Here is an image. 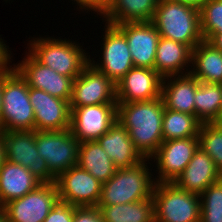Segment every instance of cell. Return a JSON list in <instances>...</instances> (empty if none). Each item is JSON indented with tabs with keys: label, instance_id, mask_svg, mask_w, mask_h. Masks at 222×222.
I'll list each match as a JSON object with an SVG mask.
<instances>
[{
	"label": "cell",
	"instance_id": "obj_22",
	"mask_svg": "<svg viewBox=\"0 0 222 222\" xmlns=\"http://www.w3.org/2000/svg\"><path fill=\"white\" fill-rule=\"evenodd\" d=\"M198 83L191 73L163 78L161 98L165 108L195 115L194 98Z\"/></svg>",
	"mask_w": 222,
	"mask_h": 222
},
{
	"label": "cell",
	"instance_id": "obj_8",
	"mask_svg": "<svg viewBox=\"0 0 222 222\" xmlns=\"http://www.w3.org/2000/svg\"><path fill=\"white\" fill-rule=\"evenodd\" d=\"M5 159L27 168L41 183H55L44 158L38 155L35 130L2 131Z\"/></svg>",
	"mask_w": 222,
	"mask_h": 222
},
{
	"label": "cell",
	"instance_id": "obj_17",
	"mask_svg": "<svg viewBox=\"0 0 222 222\" xmlns=\"http://www.w3.org/2000/svg\"><path fill=\"white\" fill-rule=\"evenodd\" d=\"M163 77L155 69L132 67L116 83L117 102L149 101L161 97Z\"/></svg>",
	"mask_w": 222,
	"mask_h": 222
},
{
	"label": "cell",
	"instance_id": "obj_1",
	"mask_svg": "<svg viewBox=\"0 0 222 222\" xmlns=\"http://www.w3.org/2000/svg\"><path fill=\"white\" fill-rule=\"evenodd\" d=\"M164 108L161 97L149 101L117 102V120L144 159H150L163 142Z\"/></svg>",
	"mask_w": 222,
	"mask_h": 222
},
{
	"label": "cell",
	"instance_id": "obj_31",
	"mask_svg": "<svg viewBox=\"0 0 222 222\" xmlns=\"http://www.w3.org/2000/svg\"><path fill=\"white\" fill-rule=\"evenodd\" d=\"M200 222H222V178L200 195Z\"/></svg>",
	"mask_w": 222,
	"mask_h": 222
},
{
	"label": "cell",
	"instance_id": "obj_36",
	"mask_svg": "<svg viewBox=\"0 0 222 222\" xmlns=\"http://www.w3.org/2000/svg\"><path fill=\"white\" fill-rule=\"evenodd\" d=\"M207 41L213 44L216 48L222 50V32L214 33Z\"/></svg>",
	"mask_w": 222,
	"mask_h": 222
},
{
	"label": "cell",
	"instance_id": "obj_39",
	"mask_svg": "<svg viewBox=\"0 0 222 222\" xmlns=\"http://www.w3.org/2000/svg\"><path fill=\"white\" fill-rule=\"evenodd\" d=\"M2 110V67H0V116Z\"/></svg>",
	"mask_w": 222,
	"mask_h": 222
},
{
	"label": "cell",
	"instance_id": "obj_3",
	"mask_svg": "<svg viewBox=\"0 0 222 222\" xmlns=\"http://www.w3.org/2000/svg\"><path fill=\"white\" fill-rule=\"evenodd\" d=\"M152 23L160 37L183 43L192 50L204 40L200 10L176 0H159Z\"/></svg>",
	"mask_w": 222,
	"mask_h": 222
},
{
	"label": "cell",
	"instance_id": "obj_27",
	"mask_svg": "<svg viewBox=\"0 0 222 222\" xmlns=\"http://www.w3.org/2000/svg\"><path fill=\"white\" fill-rule=\"evenodd\" d=\"M104 222H154L153 197L119 205H97Z\"/></svg>",
	"mask_w": 222,
	"mask_h": 222
},
{
	"label": "cell",
	"instance_id": "obj_40",
	"mask_svg": "<svg viewBox=\"0 0 222 222\" xmlns=\"http://www.w3.org/2000/svg\"><path fill=\"white\" fill-rule=\"evenodd\" d=\"M0 222H8L5 210L0 207Z\"/></svg>",
	"mask_w": 222,
	"mask_h": 222
},
{
	"label": "cell",
	"instance_id": "obj_12",
	"mask_svg": "<svg viewBox=\"0 0 222 222\" xmlns=\"http://www.w3.org/2000/svg\"><path fill=\"white\" fill-rule=\"evenodd\" d=\"M117 103L116 84L90 62L73 80L70 107Z\"/></svg>",
	"mask_w": 222,
	"mask_h": 222
},
{
	"label": "cell",
	"instance_id": "obj_11",
	"mask_svg": "<svg viewBox=\"0 0 222 222\" xmlns=\"http://www.w3.org/2000/svg\"><path fill=\"white\" fill-rule=\"evenodd\" d=\"M60 202L76 207L97 206L102 183L78 165L61 173L55 181Z\"/></svg>",
	"mask_w": 222,
	"mask_h": 222
},
{
	"label": "cell",
	"instance_id": "obj_33",
	"mask_svg": "<svg viewBox=\"0 0 222 222\" xmlns=\"http://www.w3.org/2000/svg\"><path fill=\"white\" fill-rule=\"evenodd\" d=\"M75 207L58 201L43 222H73Z\"/></svg>",
	"mask_w": 222,
	"mask_h": 222
},
{
	"label": "cell",
	"instance_id": "obj_4",
	"mask_svg": "<svg viewBox=\"0 0 222 222\" xmlns=\"http://www.w3.org/2000/svg\"><path fill=\"white\" fill-rule=\"evenodd\" d=\"M149 161L144 159L132 167L117 169L108 181L102 183L98 205L126 204L152 197L156 182Z\"/></svg>",
	"mask_w": 222,
	"mask_h": 222
},
{
	"label": "cell",
	"instance_id": "obj_18",
	"mask_svg": "<svg viewBox=\"0 0 222 222\" xmlns=\"http://www.w3.org/2000/svg\"><path fill=\"white\" fill-rule=\"evenodd\" d=\"M115 26L125 35L134 67L154 69L160 34L152 21L125 22Z\"/></svg>",
	"mask_w": 222,
	"mask_h": 222
},
{
	"label": "cell",
	"instance_id": "obj_13",
	"mask_svg": "<svg viewBox=\"0 0 222 222\" xmlns=\"http://www.w3.org/2000/svg\"><path fill=\"white\" fill-rule=\"evenodd\" d=\"M70 109V131L79 142L98 140L117 120V103Z\"/></svg>",
	"mask_w": 222,
	"mask_h": 222
},
{
	"label": "cell",
	"instance_id": "obj_25",
	"mask_svg": "<svg viewBox=\"0 0 222 222\" xmlns=\"http://www.w3.org/2000/svg\"><path fill=\"white\" fill-rule=\"evenodd\" d=\"M158 2L159 0H110L102 22L117 25L125 22L152 21Z\"/></svg>",
	"mask_w": 222,
	"mask_h": 222
},
{
	"label": "cell",
	"instance_id": "obj_9",
	"mask_svg": "<svg viewBox=\"0 0 222 222\" xmlns=\"http://www.w3.org/2000/svg\"><path fill=\"white\" fill-rule=\"evenodd\" d=\"M104 29L100 48L103 55L101 58L99 56L101 62L100 60L95 62L94 58L89 59V62L116 84L134 67L133 60L125 35L115 25L109 23H105Z\"/></svg>",
	"mask_w": 222,
	"mask_h": 222
},
{
	"label": "cell",
	"instance_id": "obj_32",
	"mask_svg": "<svg viewBox=\"0 0 222 222\" xmlns=\"http://www.w3.org/2000/svg\"><path fill=\"white\" fill-rule=\"evenodd\" d=\"M200 22L204 40L222 32V0H206L200 9Z\"/></svg>",
	"mask_w": 222,
	"mask_h": 222
},
{
	"label": "cell",
	"instance_id": "obj_14",
	"mask_svg": "<svg viewBox=\"0 0 222 222\" xmlns=\"http://www.w3.org/2000/svg\"><path fill=\"white\" fill-rule=\"evenodd\" d=\"M199 147L198 137L163 141L150 161L156 162V183H173Z\"/></svg>",
	"mask_w": 222,
	"mask_h": 222
},
{
	"label": "cell",
	"instance_id": "obj_26",
	"mask_svg": "<svg viewBox=\"0 0 222 222\" xmlns=\"http://www.w3.org/2000/svg\"><path fill=\"white\" fill-rule=\"evenodd\" d=\"M77 165L101 183L108 181L117 170L97 140L79 143Z\"/></svg>",
	"mask_w": 222,
	"mask_h": 222
},
{
	"label": "cell",
	"instance_id": "obj_15",
	"mask_svg": "<svg viewBox=\"0 0 222 222\" xmlns=\"http://www.w3.org/2000/svg\"><path fill=\"white\" fill-rule=\"evenodd\" d=\"M13 68L29 87L43 90L51 96L69 101L72 96L73 79L66 77L38 62L29 52Z\"/></svg>",
	"mask_w": 222,
	"mask_h": 222
},
{
	"label": "cell",
	"instance_id": "obj_34",
	"mask_svg": "<svg viewBox=\"0 0 222 222\" xmlns=\"http://www.w3.org/2000/svg\"><path fill=\"white\" fill-rule=\"evenodd\" d=\"M73 222H104L103 214L97 206L75 207Z\"/></svg>",
	"mask_w": 222,
	"mask_h": 222
},
{
	"label": "cell",
	"instance_id": "obj_29",
	"mask_svg": "<svg viewBox=\"0 0 222 222\" xmlns=\"http://www.w3.org/2000/svg\"><path fill=\"white\" fill-rule=\"evenodd\" d=\"M202 122L195 116L164 108L163 141L198 137Z\"/></svg>",
	"mask_w": 222,
	"mask_h": 222
},
{
	"label": "cell",
	"instance_id": "obj_24",
	"mask_svg": "<svg viewBox=\"0 0 222 222\" xmlns=\"http://www.w3.org/2000/svg\"><path fill=\"white\" fill-rule=\"evenodd\" d=\"M190 73L199 81L222 84V50L207 40L200 42L192 50Z\"/></svg>",
	"mask_w": 222,
	"mask_h": 222
},
{
	"label": "cell",
	"instance_id": "obj_35",
	"mask_svg": "<svg viewBox=\"0 0 222 222\" xmlns=\"http://www.w3.org/2000/svg\"><path fill=\"white\" fill-rule=\"evenodd\" d=\"M71 1H76L75 4H77V9H81L82 11H88L90 12L91 10L96 12L98 15H100V18L103 17L104 13L107 11L108 6L110 4V0H71Z\"/></svg>",
	"mask_w": 222,
	"mask_h": 222
},
{
	"label": "cell",
	"instance_id": "obj_16",
	"mask_svg": "<svg viewBox=\"0 0 222 222\" xmlns=\"http://www.w3.org/2000/svg\"><path fill=\"white\" fill-rule=\"evenodd\" d=\"M29 100L35 115V131L70 129V102L29 87Z\"/></svg>",
	"mask_w": 222,
	"mask_h": 222
},
{
	"label": "cell",
	"instance_id": "obj_21",
	"mask_svg": "<svg viewBox=\"0 0 222 222\" xmlns=\"http://www.w3.org/2000/svg\"><path fill=\"white\" fill-rule=\"evenodd\" d=\"M192 49L180 42L160 37L156 48L154 69L163 78L190 73ZM185 67V68H184Z\"/></svg>",
	"mask_w": 222,
	"mask_h": 222
},
{
	"label": "cell",
	"instance_id": "obj_30",
	"mask_svg": "<svg viewBox=\"0 0 222 222\" xmlns=\"http://www.w3.org/2000/svg\"><path fill=\"white\" fill-rule=\"evenodd\" d=\"M198 138L199 147L213 159L222 173V123H202Z\"/></svg>",
	"mask_w": 222,
	"mask_h": 222
},
{
	"label": "cell",
	"instance_id": "obj_5",
	"mask_svg": "<svg viewBox=\"0 0 222 222\" xmlns=\"http://www.w3.org/2000/svg\"><path fill=\"white\" fill-rule=\"evenodd\" d=\"M28 52L41 64L73 80L89 63L90 55L79 42L54 37H32ZM86 52V53H85Z\"/></svg>",
	"mask_w": 222,
	"mask_h": 222
},
{
	"label": "cell",
	"instance_id": "obj_19",
	"mask_svg": "<svg viewBox=\"0 0 222 222\" xmlns=\"http://www.w3.org/2000/svg\"><path fill=\"white\" fill-rule=\"evenodd\" d=\"M221 178L222 173L216 168L213 159L198 147L187 167L173 183L180 189L201 195L209 185Z\"/></svg>",
	"mask_w": 222,
	"mask_h": 222
},
{
	"label": "cell",
	"instance_id": "obj_28",
	"mask_svg": "<svg viewBox=\"0 0 222 222\" xmlns=\"http://www.w3.org/2000/svg\"><path fill=\"white\" fill-rule=\"evenodd\" d=\"M194 103L195 116L202 123H220L222 106L221 84L199 81L195 93Z\"/></svg>",
	"mask_w": 222,
	"mask_h": 222
},
{
	"label": "cell",
	"instance_id": "obj_6",
	"mask_svg": "<svg viewBox=\"0 0 222 222\" xmlns=\"http://www.w3.org/2000/svg\"><path fill=\"white\" fill-rule=\"evenodd\" d=\"M154 222H200V195L174 183H155Z\"/></svg>",
	"mask_w": 222,
	"mask_h": 222
},
{
	"label": "cell",
	"instance_id": "obj_23",
	"mask_svg": "<svg viewBox=\"0 0 222 222\" xmlns=\"http://www.w3.org/2000/svg\"><path fill=\"white\" fill-rule=\"evenodd\" d=\"M40 184L27 168L5 159L0 167V207L23 197Z\"/></svg>",
	"mask_w": 222,
	"mask_h": 222
},
{
	"label": "cell",
	"instance_id": "obj_37",
	"mask_svg": "<svg viewBox=\"0 0 222 222\" xmlns=\"http://www.w3.org/2000/svg\"><path fill=\"white\" fill-rule=\"evenodd\" d=\"M176 1H179L185 5H188V6H191L200 10L206 0H176Z\"/></svg>",
	"mask_w": 222,
	"mask_h": 222
},
{
	"label": "cell",
	"instance_id": "obj_2",
	"mask_svg": "<svg viewBox=\"0 0 222 222\" xmlns=\"http://www.w3.org/2000/svg\"><path fill=\"white\" fill-rule=\"evenodd\" d=\"M10 60L2 67V110L1 131L35 130V115L29 100V86L10 65Z\"/></svg>",
	"mask_w": 222,
	"mask_h": 222
},
{
	"label": "cell",
	"instance_id": "obj_20",
	"mask_svg": "<svg viewBox=\"0 0 222 222\" xmlns=\"http://www.w3.org/2000/svg\"><path fill=\"white\" fill-rule=\"evenodd\" d=\"M97 141L117 169L132 167L144 160L118 120Z\"/></svg>",
	"mask_w": 222,
	"mask_h": 222
},
{
	"label": "cell",
	"instance_id": "obj_10",
	"mask_svg": "<svg viewBox=\"0 0 222 222\" xmlns=\"http://www.w3.org/2000/svg\"><path fill=\"white\" fill-rule=\"evenodd\" d=\"M59 201L55 183H41L21 198L3 206L8 222H43Z\"/></svg>",
	"mask_w": 222,
	"mask_h": 222
},
{
	"label": "cell",
	"instance_id": "obj_38",
	"mask_svg": "<svg viewBox=\"0 0 222 222\" xmlns=\"http://www.w3.org/2000/svg\"><path fill=\"white\" fill-rule=\"evenodd\" d=\"M4 160H5L4 140H3L2 131L0 130V167Z\"/></svg>",
	"mask_w": 222,
	"mask_h": 222
},
{
	"label": "cell",
	"instance_id": "obj_7",
	"mask_svg": "<svg viewBox=\"0 0 222 222\" xmlns=\"http://www.w3.org/2000/svg\"><path fill=\"white\" fill-rule=\"evenodd\" d=\"M35 139L38 155L44 158L55 178L78 164L80 142L70 129L35 131Z\"/></svg>",
	"mask_w": 222,
	"mask_h": 222
},
{
	"label": "cell",
	"instance_id": "obj_41",
	"mask_svg": "<svg viewBox=\"0 0 222 222\" xmlns=\"http://www.w3.org/2000/svg\"><path fill=\"white\" fill-rule=\"evenodd\" d=\"M222 87V84H221ZM220 123H222V106H221V113H220Z\"/></svg>",
	"mask_w": 222,
	"mask_h": 222
}]
</instances>
